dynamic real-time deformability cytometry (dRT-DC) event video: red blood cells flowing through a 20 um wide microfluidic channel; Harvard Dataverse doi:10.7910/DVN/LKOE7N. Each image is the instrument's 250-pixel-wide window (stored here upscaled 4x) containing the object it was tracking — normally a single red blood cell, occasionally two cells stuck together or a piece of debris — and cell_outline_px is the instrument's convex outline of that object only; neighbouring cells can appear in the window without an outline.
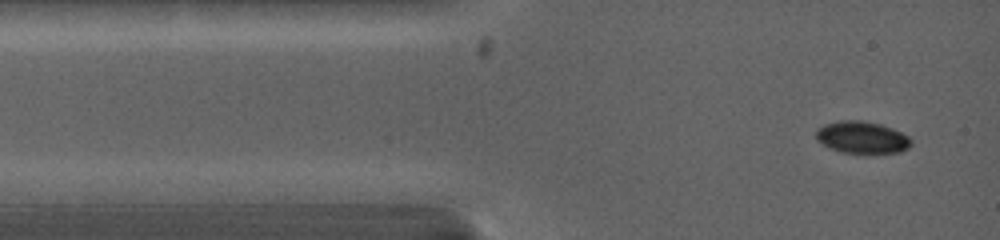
{"species": "common noctule bat (a hibernating species)", "species_latin": "Nyctalus noctula", "temperature_condition": "warm", "stored_images_in_passage": 2, "camera_frame_rate_fps": 5000, "um_per_image_px": 0.085, "animal": {"sex": "female", "body_mass_g": 19.0, "forearm_length_mm": 53.3}, "frame": {"image": 1, "passage_image": 2, "time_ms": 0.8, "image_size_px": [1000, 240], "cell_outline_px": [[912, 144], [908, 148], [900, 152], [840, 152], [828, 148], [816, 140], [816, 128], [824, 124], [840, 120], [860, 120], [880, 124], [892, 128], [908, 136], [912, 140]], "centroid_in_image_um": [73.23, 11.66], "position_along_channel_um": 11.8, "area_um2": 17.74}}